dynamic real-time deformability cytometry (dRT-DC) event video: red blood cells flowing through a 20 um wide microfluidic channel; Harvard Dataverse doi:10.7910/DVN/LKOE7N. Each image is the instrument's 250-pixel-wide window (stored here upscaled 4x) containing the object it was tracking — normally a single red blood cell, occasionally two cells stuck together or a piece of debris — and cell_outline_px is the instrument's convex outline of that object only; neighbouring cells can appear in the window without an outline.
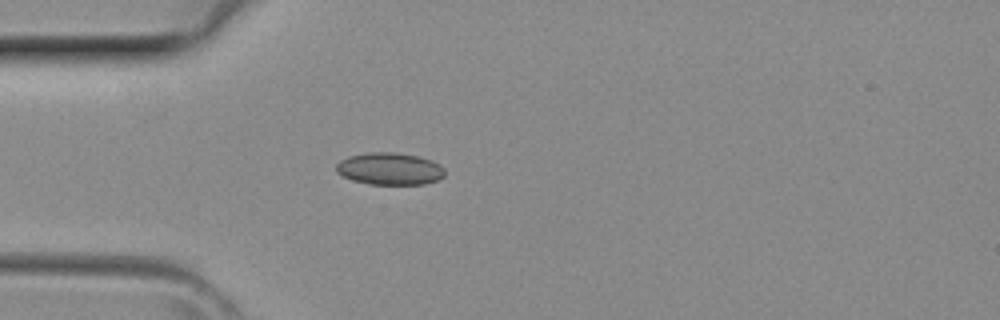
{"species": "common noctule bat (a hibernating species)", "species_latin": "Nyctalus noctula", "temperature_condition": "room temperature", "stored_images_in_passage": 1, "camera_frame_rate_fps": 3000, "um_per_image_px": 0.085, "animal": {"sex": "female", "body_mass_g": 29.2, "forearm_length_mm": 56.3}, "frame": {"image": 1, "passage_image": 1, "time_ms": 0.0, "image_size_px": [1000, 320], "cell_outline_px": [[444, 176], [436, 180], [424, 184], [368, 184], [352, 180], [336, 172], [336, 164], [340, 160], [348, 156], [372, 152], [392, 152], [416, 156], [432, 160], [440, 164], [444, 168]], "centroid_in_image_um": [33.11, 14.34], "position_along_channel_um": 51.9, "area_um2": 20.29}}